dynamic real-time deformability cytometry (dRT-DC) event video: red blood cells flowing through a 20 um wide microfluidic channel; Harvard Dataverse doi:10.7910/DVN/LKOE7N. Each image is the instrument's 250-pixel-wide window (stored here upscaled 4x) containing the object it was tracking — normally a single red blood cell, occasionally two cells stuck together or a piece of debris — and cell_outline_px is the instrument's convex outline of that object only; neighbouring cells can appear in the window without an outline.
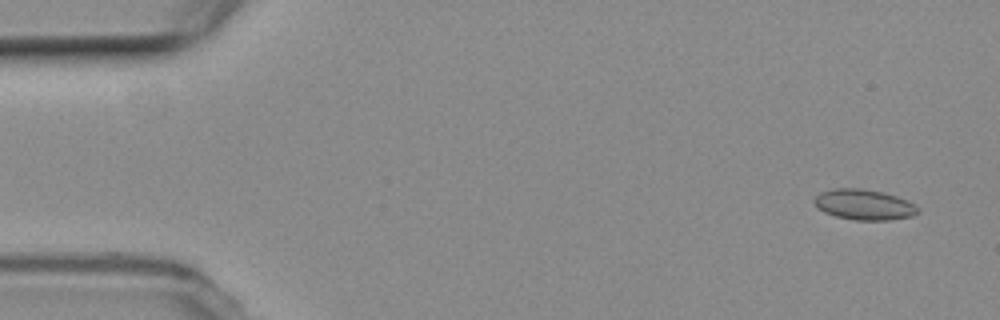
{"species": "common noctule bat (a hibernating species)", "species_latin": "Nyctalus noctula", "temperature_condition": "room temperature", "stored_images_in_passage": 4, "camera_frame_rate_fps": 3000, "um_per_image_px": 0.085, "animal": {"sex": "female", "body_mass_g": 19.3, "forearm_length_mm": 54.1}, "frame": {"image": 1, "passage_image": 1, "time_ms": 0.0, "image_size_px": [1000, 320], "cell_outline_px": [[920, 212], [912, 216], [888, 220], [856, 220], [836, 216], [824, 212], [816, 208], [812, 200], [820, 192], [832, 188], [864, 188], [896, 196], [908, 200], [916, 204], [920, 208]], "centroid_in_image_um": [73.44, 17.39], "position_along_channel_um": 11.6, "area_um2": 18.67}}